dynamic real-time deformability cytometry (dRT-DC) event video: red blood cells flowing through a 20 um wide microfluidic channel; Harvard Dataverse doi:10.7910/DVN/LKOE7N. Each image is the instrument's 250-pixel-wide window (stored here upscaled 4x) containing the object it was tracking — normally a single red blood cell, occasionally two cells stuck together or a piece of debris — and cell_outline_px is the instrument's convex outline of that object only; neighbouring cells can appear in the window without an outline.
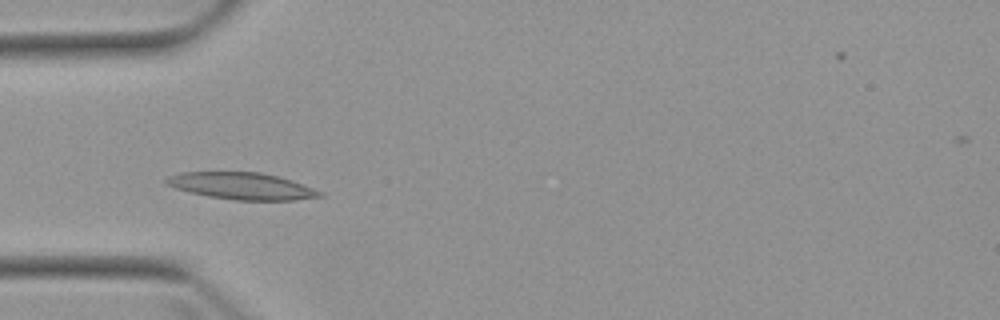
{"species": "Egyptian fruit bat (a non-hibernating species)", "species_latin": "Rousettus aegyptiacus", "temperature_condition": "warm", "stored_images_in_passage": 3, "camera_frame_rate_fps": 3000, "um_per_image_px": 0.085, "animal": {"sex": "female"}, "frame": {"image": 1, "passage_image": 3, "time_ms": 2.667, "image_size_px": [1000, 320], "cell_outline_px": [[324, 196], [296, 200], [236, 200], [208, 196], [176, 188], [164, 184], [164, 180], [168, 176], [180, 172], [260, 172], [276, 176], [324, 192]], "centroid_in_image_um": [20.52, 15.81], "position_along_channel_um": 64.5, "area_um2": 23.76}}